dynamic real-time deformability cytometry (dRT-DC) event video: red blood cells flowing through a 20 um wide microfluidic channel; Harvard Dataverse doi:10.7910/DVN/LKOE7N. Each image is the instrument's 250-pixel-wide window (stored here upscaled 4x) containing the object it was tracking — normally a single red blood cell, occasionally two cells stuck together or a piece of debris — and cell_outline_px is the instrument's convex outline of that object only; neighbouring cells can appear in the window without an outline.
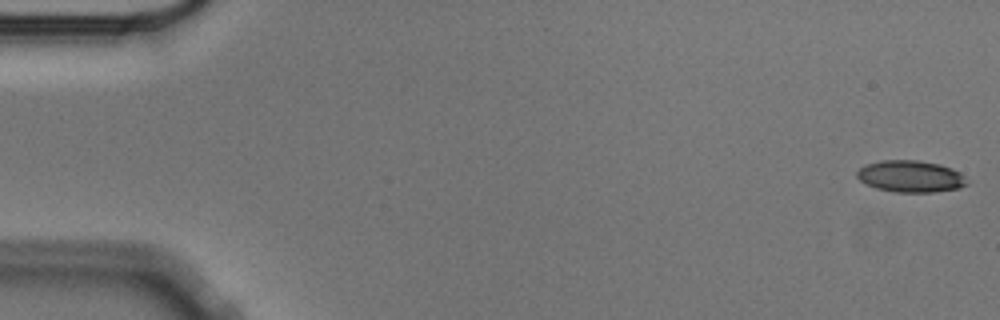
{"species": "Egyptian fruit bat (a non-hibernating species)", "species_latin": "Rousettus aegyptiacus", "temperature_condition": "cold", "stored_images_in_passage": 57, "camera_frame_rate_fps": 3000, "um_per_image_px": 0.085, "animal": {"sex": "male"}, "frame": {"image": 1, "passage_image": 1, "time_ms": 0.0, "image_size_px": [1000, 320], "cell_outline_px": [[968, 184], [960, 188], [932, 192], [896, 192], [876, 188], [860, 180], [856, 176], [856, 172], [864, 164], [880, 160], [916, 160], [940, 164], [952, 168], [960, 172], [964, 176]], "centroid_in_image_um": [77.4, 14.98], "position_along_channel_um": 7.6, "area_um2": 20.4}}
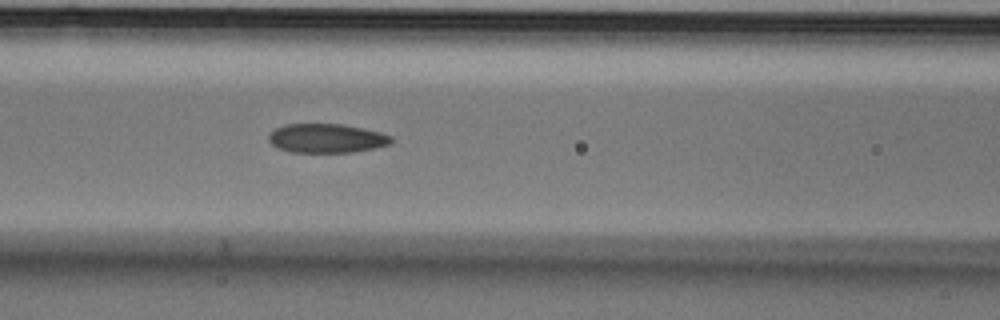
{"frame": {"image": 2, "passage_image": 24, "time_ms": 7.667, "image_size_px": [1000, 320], "cell_outline_px": [[392, 140], [388, 144], [372, 148], [352, 152], [292, 152], [280, 148], [272, 144], [268, 140], [268, 136], [276, 128], [284, 124], [344, 124], [380, 132], [392, 136]], "centroid_in_image_um": [27.74, 11.74], "position_along_channel_um": 138.9, "area_um2": 20.52}}
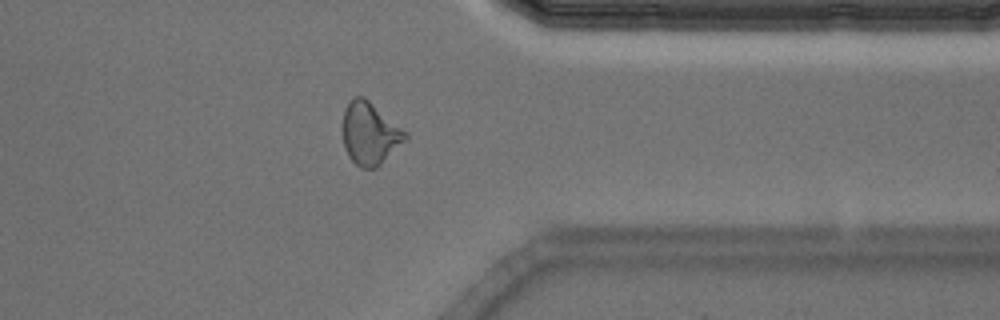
{"frame": {"image": 3, "passage_image": 45, "time_ms": 14.667, "image_size_px": [1000, 320], "cell_outline_px": [[408, 136], [376, 168], [360, 168], [348, 156], [344, 148], [344, 108], [356, 96], [364, 96], [408, 132]], "centroid_in_image_um": [31.44, 11.34], "position_along_channel_um": 380.0, "area_um2": 22.37}, "authors_computed_cell_mechanics": {"area_um2": 21.6172, "velocity_mm_per_s": 3.5411, "shape_relaxation_time_tau1_ms": 7.924, "shape_relaxation_time_tau2_ms": 2.3136, "deformation_change_tau1": 0.1689, "deformation_change_tau2": 0.095}}